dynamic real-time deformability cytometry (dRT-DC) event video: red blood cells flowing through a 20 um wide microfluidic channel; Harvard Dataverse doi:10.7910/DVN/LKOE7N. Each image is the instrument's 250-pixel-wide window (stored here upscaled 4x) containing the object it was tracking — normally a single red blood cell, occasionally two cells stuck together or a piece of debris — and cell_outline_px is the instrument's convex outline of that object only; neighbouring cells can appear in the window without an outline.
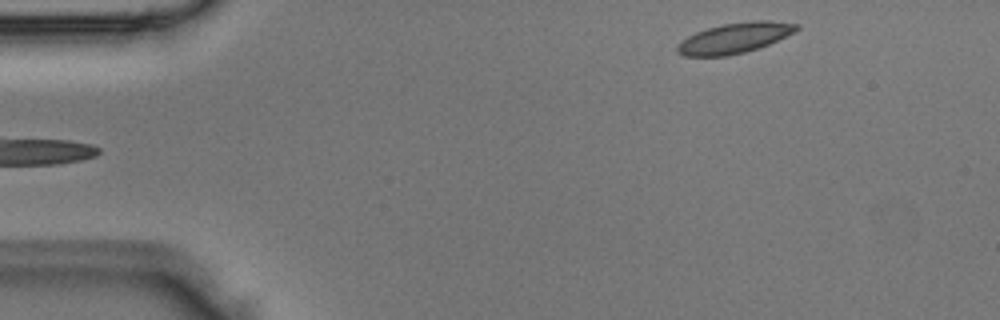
{"species": "Egyptian fruit bat (a non-hibernating species)", "species_latin": "Rousettus aegyptiacus", "temperature_condition": "room temperature", "stored_images_in_passage": 4, "camera_frame_rate_fps": 3000, "um_per_image_px": 0.085, "animal": {"sex": "male"}, "frame": {"image": 1, "passage_image": 4, "time_ms": 1.0, "image_size_px": [1000, 320], "cell_outline_px": [[800, 28], [796, 32], [768, 44], [744, 52], [728, 56], [684, 56], [676, 52], [676, 44], [688, 36], [696, 32], [708, 28], [724, 24], [756, 20], [768, 20], [800, 24]], "centroid_in_image_um": [62.44, 3.23], "position_along_channel_um": 22.6, "area_um2": 21.1}}